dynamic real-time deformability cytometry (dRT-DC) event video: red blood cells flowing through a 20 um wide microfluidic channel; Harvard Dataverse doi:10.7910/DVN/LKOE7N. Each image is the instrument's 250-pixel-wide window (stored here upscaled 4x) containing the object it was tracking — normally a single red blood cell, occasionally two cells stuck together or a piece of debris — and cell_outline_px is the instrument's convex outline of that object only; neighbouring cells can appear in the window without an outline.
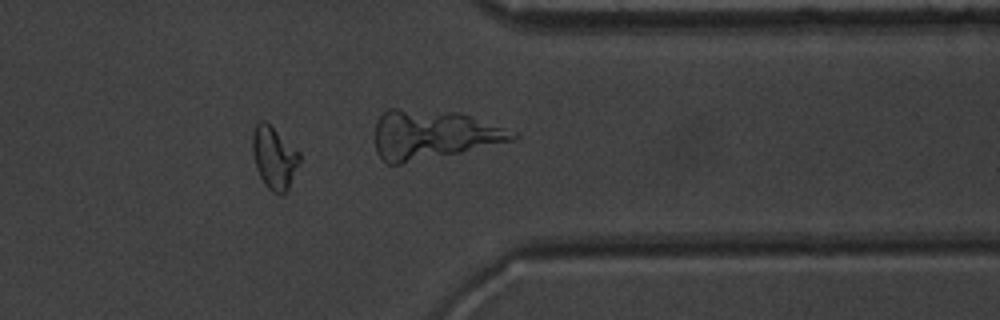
{"species": "common noctule bat (a hibernating species)", "species_latin": "Nyctalus noctula", "temperature_condition": "warm", "stored_images_in_passage": 41, "camera_frame_rate_fps": 3000, "um_per_image_px": 0.085, "animal": {"sex": "male", "body_mass_g": 20.1, "forearm_length_mm": 53.5}, "frame": {"image": 1, "passage_image": 31, "time_ms": 10.0, "image_size_px": [1000, 320], "cell_outline_px": [[300, 160], [288, 188], [284, 192], [272, 192], [264, 184], [256, 168], [252, 152], [252, 132], [256, 124], [260, 120], [264, 120], [300, 152]], "centroid_in_image_um": [23.27, 13.37], "position_along_channel_um": 388.1, "area_um2": 16.82}, "authors_computed_cell_mechanics": {"area_um2": 16.3574, "velocity_mm_per_s": 4.009, "shape_relaxation_time_tau1_ms": 3.7674, "shape_relaxation_time_tau2_ms": 3.4286, "deformation_change_tau1": 0.1696, "deformation_change_tau2": 0.082}}